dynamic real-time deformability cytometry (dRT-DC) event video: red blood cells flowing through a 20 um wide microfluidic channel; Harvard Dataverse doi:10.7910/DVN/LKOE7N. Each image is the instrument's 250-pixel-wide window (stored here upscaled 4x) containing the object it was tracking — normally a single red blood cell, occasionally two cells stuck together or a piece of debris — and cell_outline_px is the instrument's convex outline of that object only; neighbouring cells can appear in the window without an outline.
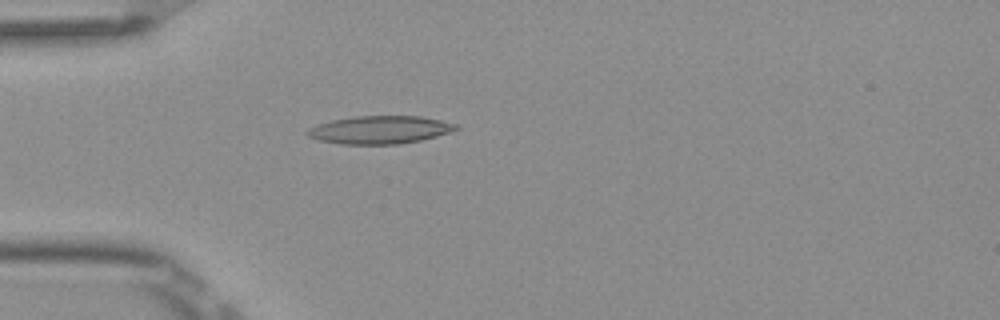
{"species": "Egyptian fruit bat (a non-hibernating species)", "species_latin": "Rousettus aegyptiacus", "temperature_condition": "room temperature", "stored_images_in_passage": 4, "camera_frame_rate_fps": 3000, "um_per_image_px": 0.085, "frame": {"image": 1, "passage_image": 4, "time_ms": 1.0, "image_size_px": [1000, 320], "cell_outline_px": [[460, 128], [436, 136], [420, 140], [396, 144], [340, 144], [316, 140], [308, 136], [304, 132], [308, 128], [316, 124], [332, 120], [356, 116], [420, 116], [440, 120], [456, 124]], "centroid_in_image_um": [32.21, 11.03], "position_along_channel_um": 52.8, "area_um2": 24.16}}